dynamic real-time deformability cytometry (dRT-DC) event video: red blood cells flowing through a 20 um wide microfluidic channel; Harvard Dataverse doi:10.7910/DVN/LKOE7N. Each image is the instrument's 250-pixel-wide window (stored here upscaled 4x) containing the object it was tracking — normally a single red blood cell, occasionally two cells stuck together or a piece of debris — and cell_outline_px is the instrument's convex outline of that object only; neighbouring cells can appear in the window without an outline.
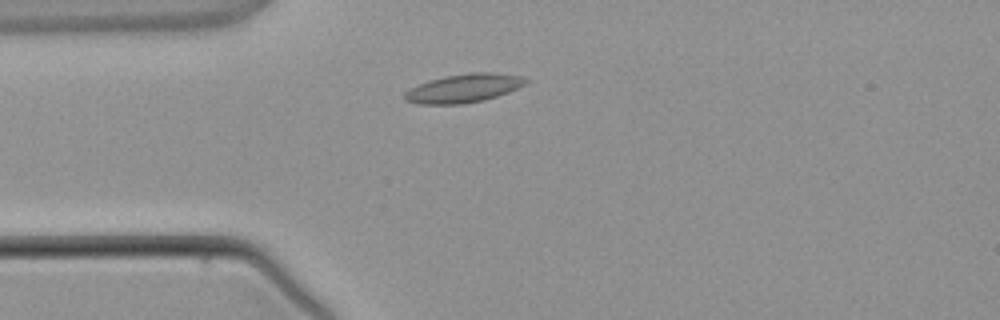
{"species": "common noctule bat (a hibernating species)", "species_latin": "Nyctalus noctula", "temperature_condition": "warm", "stored_images_in_passage": 1, "camera_frame_rate_fps": 3000, "um_per_image_px": 0.085, "animal": {"sex": "male", "body_mass_g": 21.5, "forearm_length_mm": 52.0}, "frame": {"image": 1, "passage_image": 1, "time_ms": 0.0, "image_size_px": [1000, 320], "cell_outline_px": [[528, 80], [524, 84], [508, 92], [484, 100], [464, 104], [416, 104], [404, 100], [404, 92], [408, 88], [444, 76], [468, 72], [496, 72], [520, 76]], "centroid_in_image_um": [39.37, 7.5], "position_along_channel_um": 45.6, "area_um2": 20.17}}